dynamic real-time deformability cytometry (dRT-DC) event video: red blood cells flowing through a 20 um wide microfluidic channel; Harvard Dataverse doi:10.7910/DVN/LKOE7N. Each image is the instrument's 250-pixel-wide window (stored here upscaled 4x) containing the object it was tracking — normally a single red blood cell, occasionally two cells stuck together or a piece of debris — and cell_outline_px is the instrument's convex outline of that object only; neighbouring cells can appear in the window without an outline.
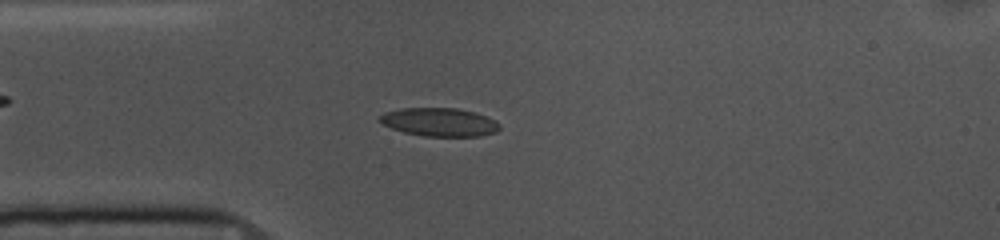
{"species": "common noctule bat (a hibernating species)", "species_latin": "Nyctalus noctula", "temperature_condition": "cold", "stored_images_in_passage": 52, "camera_frame_rate_fps": 3000, "um_per_image_px": 0.085, "animal": {"sex": "female", "body_mass_g": 10.0, "forearm_length_mm": 53.1}, "frame": {"image": 1, "passage_image": 12, "time_ms": 3.667, "image_size_px": [1000, 240], "cell_outline_px": [[500, 128], [496, 132], [480, 136], [424, 136], [404, 132], [392, 128], [384, 124], [380, 120], [380, 116], [384, 112], [400, 108], [456, 108], [476, 112], [496, 120], [500, 124]], "centroid_in_image_um": [37.39, 10.37], "position_along_channel_um": 47.6, "area_um2": 19.83}}
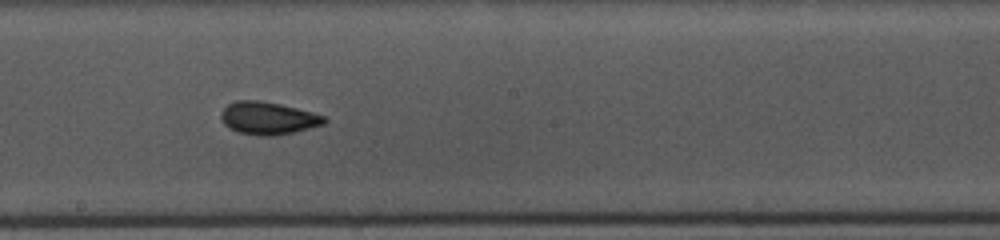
{"frame": {"image": 2, "passage_image": 27, "time_ms": 8.667, "image_size_px": [1000, 240], "cell_outline_px": [[328, 120], [324, 124], [292, 132], [272, 136], [256, 136], [240, 132], [228, 128], [224, 124], [220, 116], [220, 112], [228, 104], [236, 100], [260, 100], [280, 104], [312, 112], [324, 116]], "centroid_in_image_um": [22.75, 10.04], "position_along_channel_um": 225.4, "area_um2": 19.59}}
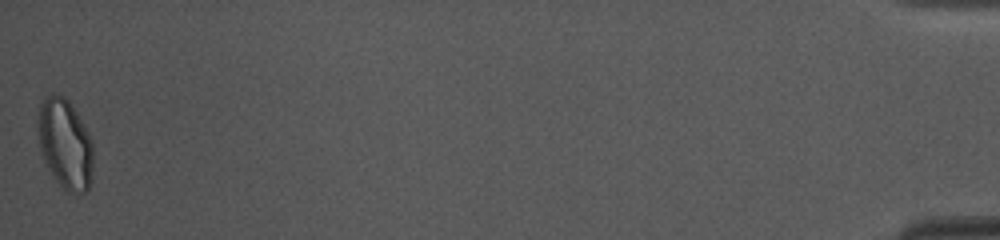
{"frame": {"image": 3, "passage_image": 52, "time_ms": 17.0, "image_size_px": [1000, 240], "cell_outline_px": [[92, 180], [88, 192], [68, 192], [52, 176], [40, 152], [36, 124], [36, 116], [40, 104], [52, 92], [56, 92], [64, 96], [68, 100], [76, 112], [92, 144]], "centroid_in_image_um": [5.49, 12.22], "position_along_channel_um": 429.7, "area_um2": 29.07}, "authors_computed_cell_mechanics": {"area_um2": 19.4786, "velocity_mm_per_s": 3.6898, "shape_relaxation_time_tau1_ms": 2.8882, "shape_relaxation_time_tau2_ms": 1.5574, "deformation_change_tau1": 0.1226, "deformation_change_tau2": 0.0756}}